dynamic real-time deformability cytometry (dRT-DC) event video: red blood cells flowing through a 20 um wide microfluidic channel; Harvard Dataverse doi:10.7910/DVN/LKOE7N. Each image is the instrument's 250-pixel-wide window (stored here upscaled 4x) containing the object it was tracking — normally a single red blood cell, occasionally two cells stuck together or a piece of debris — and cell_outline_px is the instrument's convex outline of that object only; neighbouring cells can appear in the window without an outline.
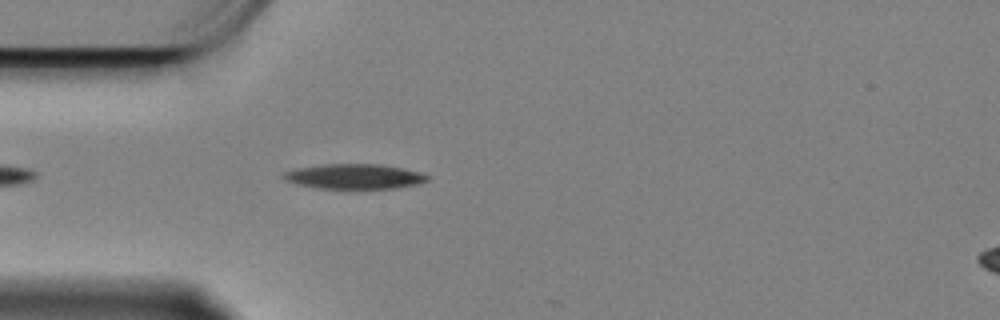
{"species": "Egyptian fruit bat (a non-hibernating species)", "species_latin": "Rousettus aegyptiacus", "temperature_condition": "cold", "stored_images_in_passage": 21, "camera_frame_rate_fps": 3000, "um_per_image_px": 0.085, "animal": {"sex": "female"}, "frame": {"image": 1, "passage_image": 5, "time_ms": 1.333, "image_size_px": [1000, 320], "cell_outline_px": [[428, 180], [416, 184], [392, 188], [320, 188], [296, 184], [284, 180], [280, 176], [284, 172], [296, 168], [324, 164], [380, 164], [400, 168], [416, 172], [428, 176]], "centroid_in_image_um": [30.02, 14.99], "position_along_channel_um": 55.0, "area_um2": 20.58}}
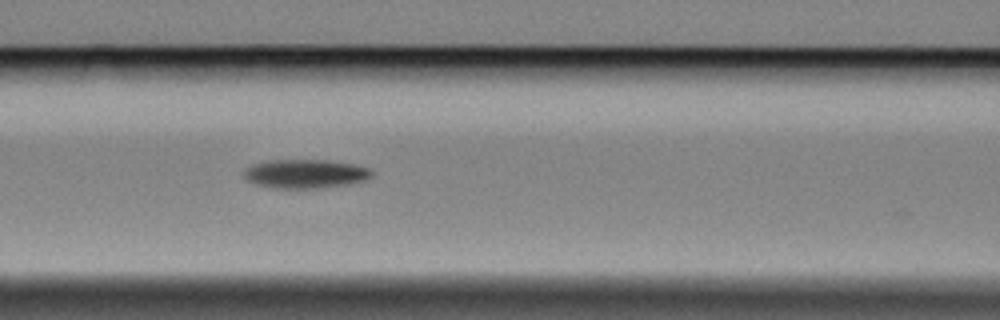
{"frame": {"image": 2, "passage_image": 13, "time_ms": 4.0, "image_size_px": [1000, 320], "cell_outline_px": [[372, 176], [364, 180], [348, 184], [320, 188], [276, 188], [256, 184], [248, 180], [244, 176], [244, 168], [252, 164], [268, 160], [324, 160], [352, 164], [368, 168], [372, 172]], "centroid_in_image_um": [25.91, 14.77], "position_along_channel_um": 140.7, "area_um2": 21.33}}
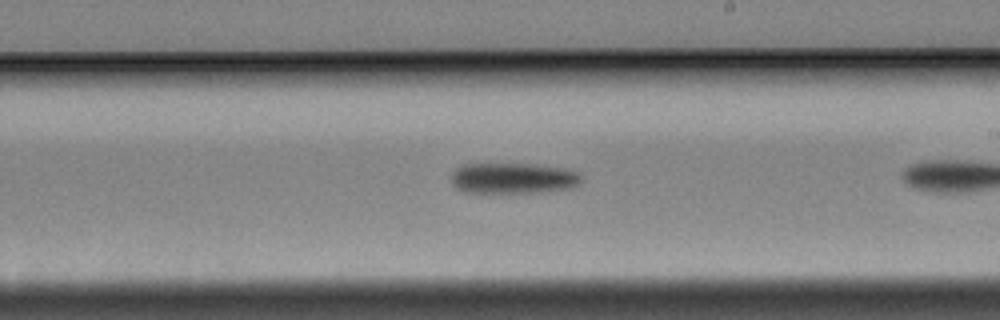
{"frame": {"image": 3, "passage_image": 19, "time_ms": 6.0, "image_size_px": [1000, 320], "cell_outline_px": [[584, 176], [580, 184], [572, 188], [540, 192], [464, 192], [456, 188], [452, 184], [452, 172], [460, 164], [532, 164], [568, 168], [580, 172]], "centroid_in_image_um": [43.68, 15.14], "position_along_channel_um": 245.3, "area_um2": 23.7}}